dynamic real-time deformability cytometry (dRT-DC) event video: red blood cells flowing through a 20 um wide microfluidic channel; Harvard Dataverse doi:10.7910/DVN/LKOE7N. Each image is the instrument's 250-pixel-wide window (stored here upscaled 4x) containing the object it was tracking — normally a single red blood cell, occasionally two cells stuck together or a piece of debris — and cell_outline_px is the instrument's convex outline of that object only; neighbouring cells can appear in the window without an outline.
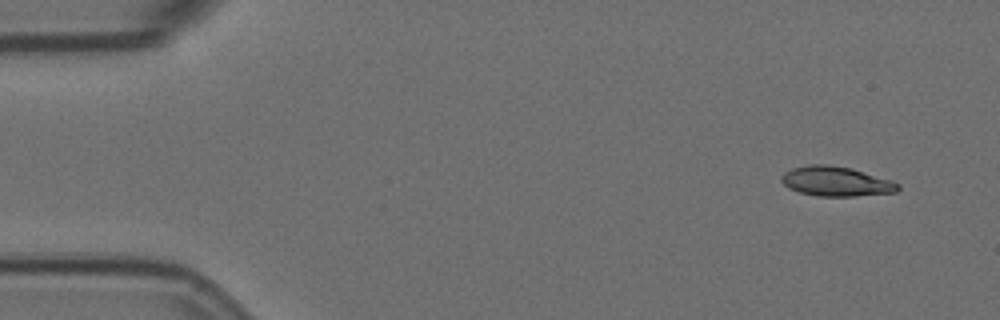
{"species": "Egyptian fruit bat (a non-hibernating species)", "species_latin": "Rousettus aegyptiacus", "temperature_condition": "room temperature", "stored_images_in_passage": 9, "camera_frame_rate_fps": 3000, "um_per_image_px": 0.085, "animal": {"sex": "female"}, "frame": {"image": 1, "passage_image": 1, "time_ms": 0.0, "image_size_px": [1000, 320], "cell_outline_px": [[900, 188], [896, 192], [856, 196], [816, 196], [800, 192], [788, 188], [780, 180], [780, 176], [784, 172], [792, 168], [812, 164], [824, 164], [852, 168], [892, 180], [900, 184]], "centroid_in_image_um": [71.07, 15.42], "position_along_channel_um": 13.9, "area_um2": 20.29}}
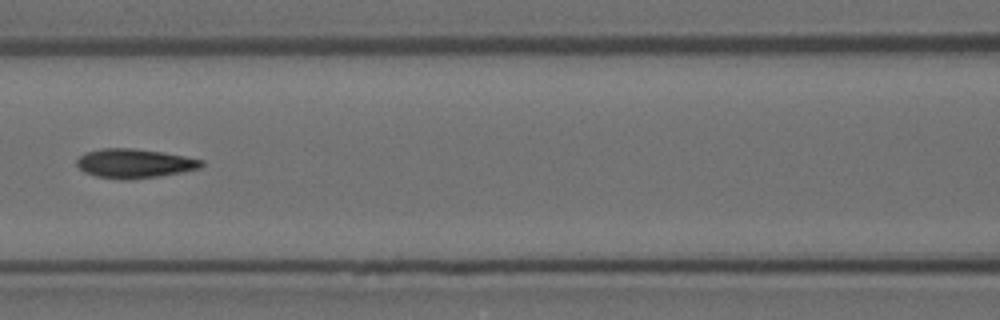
{"frame": {"image": 2, "passage_image": 7, "time_ms": 2.0, "image_size_px": [1000, 320], "cell_outline_px": [[204, 164], [200, 168], [160, 176], [132, 180], [120, 180], [96, 176], [84, 172], [76, 164], [76, 160], [80, 156], [88, 152], [104, 148], [132, 148], [160, 152], [184, 156], [204, 160]], "centroid_in_image_um": [11.42, 13.9], "position_along_channel_um": 155.2, "area_um2": 21.15}}
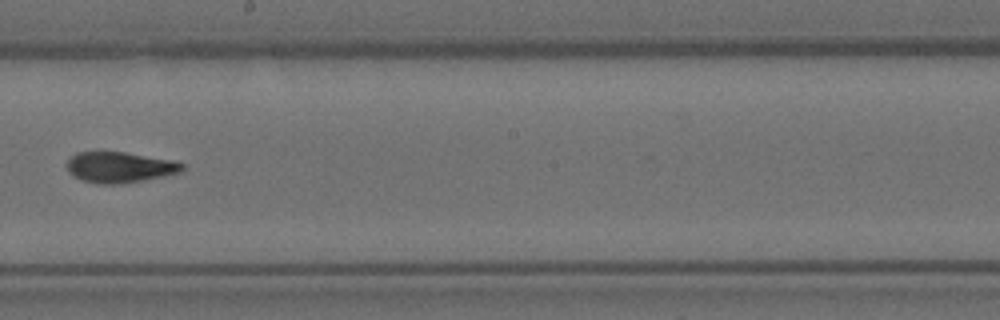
{"frame": {"image": 3, "passage_image": 9, "time_ms": 2.667, "image_size_px": [1000, 320], "cell_outline_px": [[184, 168], [180, 172], [164, 176], [116, 184], [96, 184], [80, 180], [68, 172], [68, 160], [76, 152], [124, 152], [172, 160], [184, 164]], "centroid_in_image_um": [10.15, 14.22], "position_along_channel_um": 238.1, "area_um2": 20.46}}